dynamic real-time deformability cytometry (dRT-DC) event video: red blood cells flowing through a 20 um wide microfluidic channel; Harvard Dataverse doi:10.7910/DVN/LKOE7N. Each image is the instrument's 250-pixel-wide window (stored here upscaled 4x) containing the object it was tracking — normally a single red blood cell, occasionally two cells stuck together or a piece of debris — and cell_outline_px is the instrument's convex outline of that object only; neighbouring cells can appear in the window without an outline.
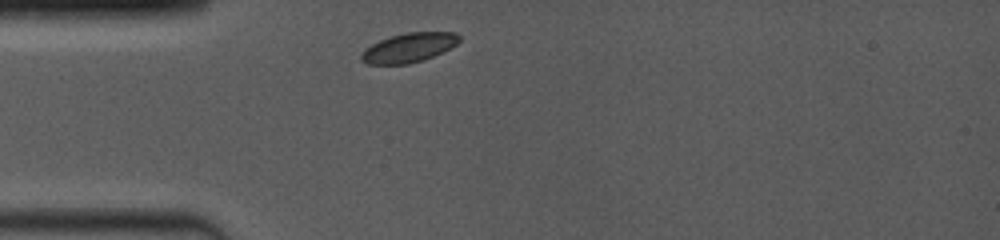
{"species": "common noctule bat (a hibernating species)", "species_latin": "Nyctalus noctula", "temperature_condition": "room temperature", "stored_images_in_passage": 4, "camera_frame_rate_fps": 4000, "um_per_image_px": 0.085, "animal": {"sex": "female", "body_mass_g": 19.0, "forearm_length_mm": 53.3}, "frame": {"image": 1, "passage_image": 1, "time_ms": 0.0, "image_size_px": [1000, 240], "cell_outline_px": [[460, 40], [456, 44], [424, 60], [408, 64], [368, 64], [360, 60], [360, 52], [364, 48], [380, 40], [404, 32], [456, 32], [460, 36]], "centroid_in_image_um": [34.7, 4.05], "position_along_channel_um": 50.3, "area_um2": 16.7}}
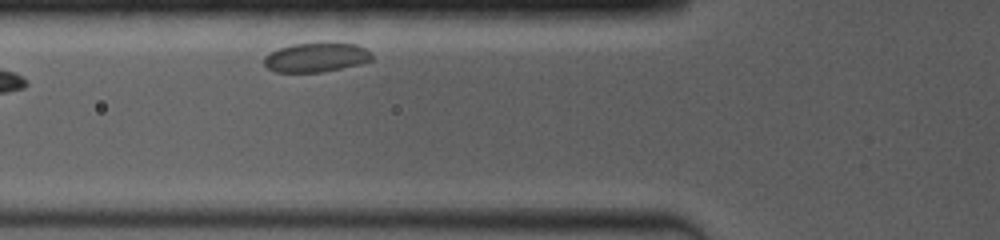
{"frame": {"image": 2, "passage_image": 4, "time_ms": 2.25, "image_size_px": [1000, 240], "cell_outline_px": [[372, 60], [340, 68], [320, 72], [276, 72], [268, 68], [264, 64], [264, 56], [268, 52], [292, 44], [356, 44], [364, 48], [372, 56]], "centroid_in_image_um": [26.8, 4.89], "position_along_channel_um": 99.0, "area_um2": 17.86}}